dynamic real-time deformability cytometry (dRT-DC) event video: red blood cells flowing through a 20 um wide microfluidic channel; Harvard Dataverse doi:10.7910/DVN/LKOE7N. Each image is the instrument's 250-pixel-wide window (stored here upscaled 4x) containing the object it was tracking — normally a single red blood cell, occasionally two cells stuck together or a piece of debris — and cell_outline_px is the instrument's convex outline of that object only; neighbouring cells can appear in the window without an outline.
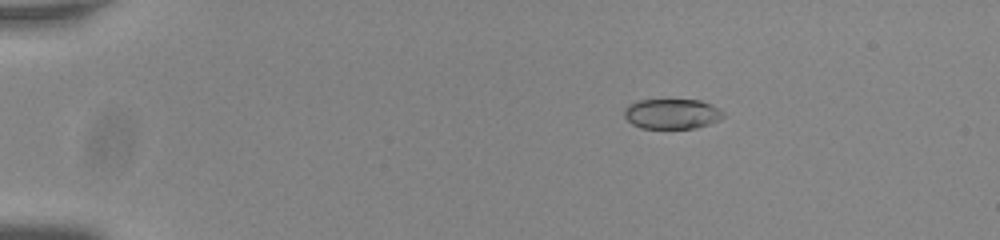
{"species": "common noctule bat (a hibernating species)", "species_latin": "Nyctalus noctula", "temperature_condition": "room temperature", "stored_images_in_passage": 46, "camera_frame_rate_fps": 3000, "um_per_image_px": 0.085, "animal": {"sex": "male", "body_mass_g": 20.0, "forearm_length_mm": 53.3}, "frame": {"image": 1, "passage_image": 1, "time_ms": 0.0, "image_size_px": [1000, 240], "cell_outline_px": [[724, 116], [720, 120], [696, 128], [640, 128], [632, 124], [624, 116], [624, 108], [628, 104], [636, 100], [700, 100], [712, 104], [724, 112]], "centroid_in_image_um": [57.11, 9.67], "position_along_channel_um": 27.9, "area_um2": 17.51}}
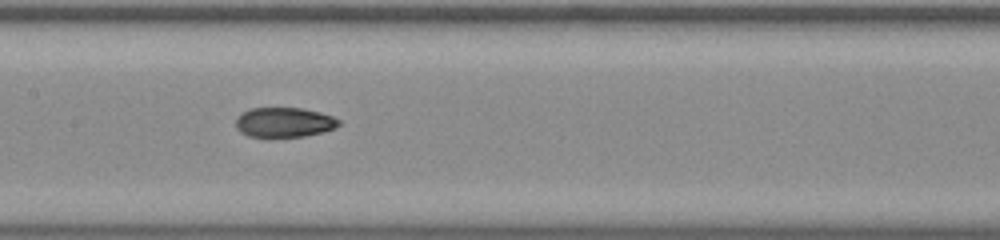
{"frame": {"image": 2, "passage_image": 20, "time_ms": 6.333, "image_size_px": [1000, 240], "cell_outline_px": [[340, 124], [336, 128], [324, 132], [304, 136], [248, 136], [240, 132], [236, 128], [236, 116], [248, 108], [300, 108], [320, 112], [332, 116], [340, 120]], "centroid_in_image_um": [24.15, 10.38], "position_along_channel_um": 183.3, "area_um2": 17.92}}
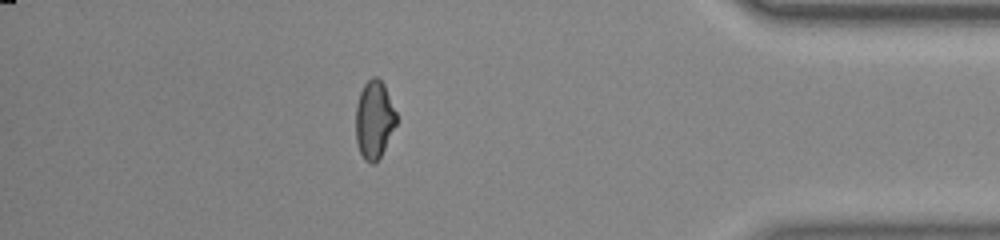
{"frame": {"image": 3, "passage_image": 40, "time_ms": 13.0, "image_size_px": [1000, 240], "cell_outline_px": [[396, 124], [380, 156], [372, 164], [364, 160], [360, 152], [356, 140], [356, 104], [360, 92], [364, 84], [372, 76], [376, 76], [384, 84], [396, 112]], "centroid_in_image_um": [31.79, 10.14], "position_along_channel_um": 403.4, "area_um2": 18.21}, "authors_computed_cell_mechanics": {"area_um2": 18.4382, "velocity_mm_per_s": 3.7962, "shape_relaxation_time_tau1_ms": null, "shape_relaxation_time_tau2_ms": 1.4567, "deformation_change_tau1": null, "deformation_change_tau2": 0.0522}}